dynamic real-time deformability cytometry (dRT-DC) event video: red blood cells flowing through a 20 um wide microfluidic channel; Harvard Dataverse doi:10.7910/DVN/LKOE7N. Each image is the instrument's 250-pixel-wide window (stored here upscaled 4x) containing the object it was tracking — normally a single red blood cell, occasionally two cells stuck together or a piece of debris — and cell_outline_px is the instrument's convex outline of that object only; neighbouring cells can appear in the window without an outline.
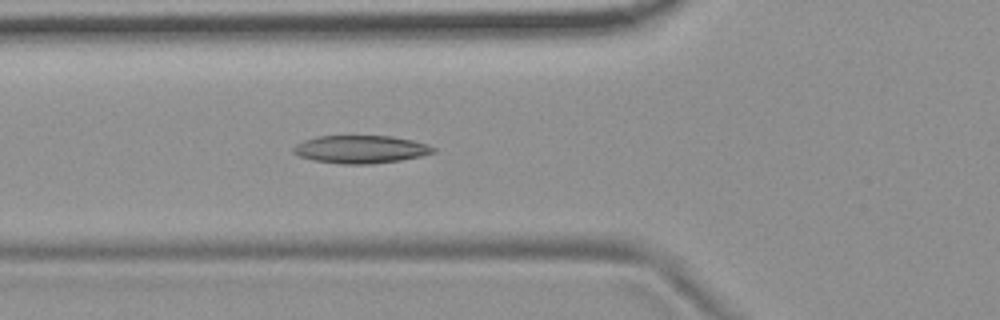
{"species": "common noctule bat (a hibernating species)", "species_latin": "Nyctalus noctula", "temperature_condition": "room temperature", "stored_images_in_passage": 4, "camera_frame_rate_fps": 3000, "um_per_image_px": 0.085, "animal": {"sex": "female", "body_mass_g": 19.9}, "frame": {"image": 1, "passage_image": 4, "time_ms": 4.333, "image_size_px": [1000, 320], "cell_outline_px": [[436, 152], [420, 156], [400, 160], [372, 164], [340, 164], [312, 160], [300, 156], [292, 152], [292, 148], [296, 144], [304, 140], [316, 136], [392, 136], [412, 140], [428, 144], [436, 148]], "centroid_in_image_um": [30.65, 12.69], "position_along_channel_um": 95.1, "area_um2": 22.83}}